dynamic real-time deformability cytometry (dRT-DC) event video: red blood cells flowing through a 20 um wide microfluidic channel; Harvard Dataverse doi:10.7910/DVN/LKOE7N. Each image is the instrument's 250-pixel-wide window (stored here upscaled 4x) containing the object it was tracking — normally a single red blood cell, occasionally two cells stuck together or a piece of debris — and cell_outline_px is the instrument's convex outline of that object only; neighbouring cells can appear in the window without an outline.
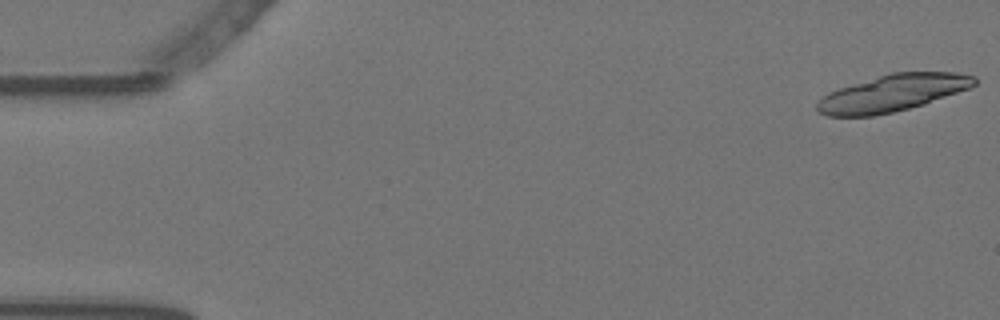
{"species": "Egyptian fruit bat (a non-hibernating species)", "species_latin": "Rousettus aegyptiacus", "temperature_condition": "warm", "stored_images_in_passage": 19, "camera_frame_rate_fps": 3000, "um_per_image_px": 0.085, "animal": {"sex": "female"}, "frame": {"image": 1, "passage_image": 1, "time_ms": 0.0, "image_size_px": [1000, 320], "cell_outline_px": [[976, 84], [972, 88], [924, 104], [892, 112], [872, 116], [828, 116], [820, 112], [816, 108], [816, 104], [828, 92], [840, 88], [892, 72], [956, 72], [976, 76]], "centroid_in_image_um": [75.93, 7.9], "position_along_channel_um": 9.1, "area_um2": 33.52}}